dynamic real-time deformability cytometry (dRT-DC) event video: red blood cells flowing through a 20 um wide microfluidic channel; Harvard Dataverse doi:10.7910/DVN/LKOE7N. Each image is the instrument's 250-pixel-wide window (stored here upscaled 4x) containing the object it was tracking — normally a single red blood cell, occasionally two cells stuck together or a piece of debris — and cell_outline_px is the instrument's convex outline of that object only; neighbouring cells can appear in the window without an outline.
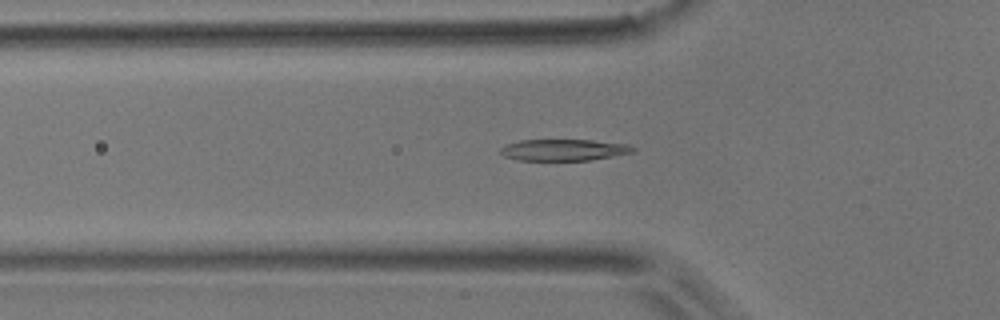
{"species": "common noctule bat (a hibernating species)", "species_latin": "Nyctalus noctula", "temperature_condition": "room temperature", "stored_images_in_passage": 50, "camera_frame_rate_fps": 3000, "um_per_image_px": 0.085, "animal": {"sex": "male", "body_mass_g": 17.9}, "frame": {"image": 1, "passage_image": 15, "time_ms": 4.667, "image_size_px": [1000, 320], "cell_outline_px": [[636, 152], [592, 160], [520, 160], [504, 156], [500, 152], [500, 148], [508, 144], [520, 140], [592, 140], [628, 144], [636, 148]], "centroid_in_image_um": [47.98, 12.74], "position_along_channel_um": 77.8, "area_um2": 16.59}}
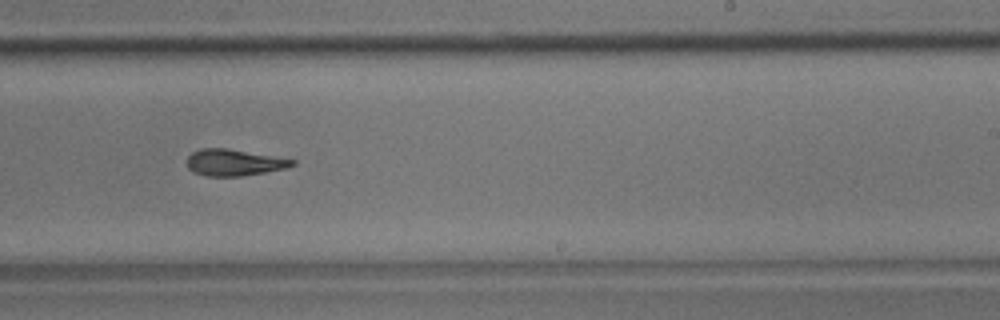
{"frame": {"image": 2, "passage_image": 30, "time_ms": 9.667, "image_size_px": [1000, 320], "cell_outline_px": [[296, 164], [288, 168], [240, 176], [208, 176], [192, 172], [188, 168], [188, 156], [192, 152], [200, 148], [228, 148], [296, 160]], "centroid_in_image_um": [19.89, 13.81], "position_along_channel_um": 269.1, "area_um2": 16.24}}
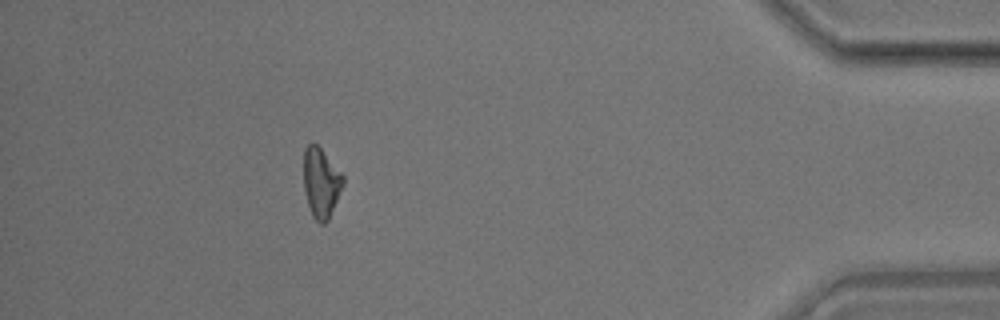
{"frame": {"image": 3, "passage_image": 45, "time_ms": 14.667, "image_size_px": [1000, 320], "cell_outline_px": [[344, 184], [328, 220], [324, 224], [320, 224], [312, 216], [308, 204], [304, 188], [304, 148], [308, 144], [316, 144], [320, 148], [344, 176]], "centroid_in_image_um": [27.29, 15.55], "position_along_channel_um": 407.9, "area_um2": 15.84}, "authors_computed_cell_mechanics": {"area_um2": 16.6464, "velocity_mm_per_s": 3.8178, "shape_relaxation_time_tau1_ms": 4.8544, "shape_relaxation_time_tau2_ms": 3.4451, "deformation_change_tau1": 0.1817, "deformation_change_tau2": 0.1339}}